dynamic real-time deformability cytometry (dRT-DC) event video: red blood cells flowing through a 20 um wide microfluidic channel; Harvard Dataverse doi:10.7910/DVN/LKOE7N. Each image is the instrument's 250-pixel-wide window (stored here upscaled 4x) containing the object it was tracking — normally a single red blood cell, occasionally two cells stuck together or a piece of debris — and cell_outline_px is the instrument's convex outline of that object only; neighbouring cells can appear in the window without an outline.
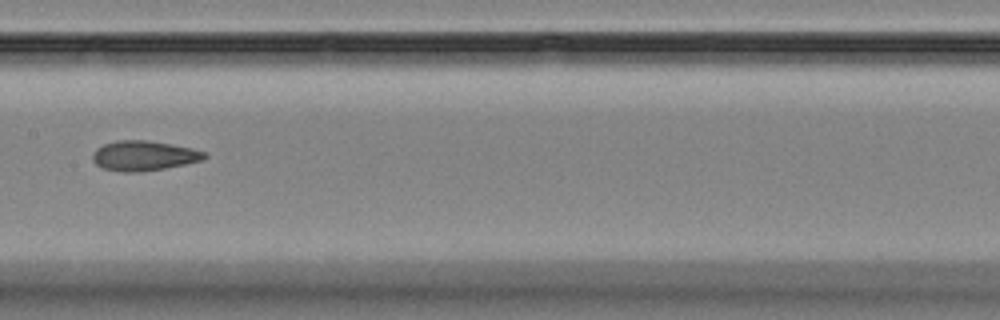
{"species": "Egyptian fruit bat (a non-hibernating species)", "species_latin": "Rousettus aegyptiacus", "temperature_condition": "room temperature", "stored_images_in_passage": 9, "camera_frame_rate_fps": 3000, "um_per_image_px": 0.085, "animal": {"sex": "female"}, "frame": {"image": 1, "passage_image": 8, "time_ms": 8.333, "image_size_px": [1000, 320], "cell_outline_px": [[208, 156], [200, 160], [184, 164], [164, 168], [136, 172], [124, 172], [100, 168], [92, 160], [92, 152], [96, 148], [104, 144], [116, 140], [148, 140], [192, 148], [204, 152]], "centroid_in_image_um": [12.16, 13.23], "position_along_channel_um": 195.2, "area_um2": 19.42}}
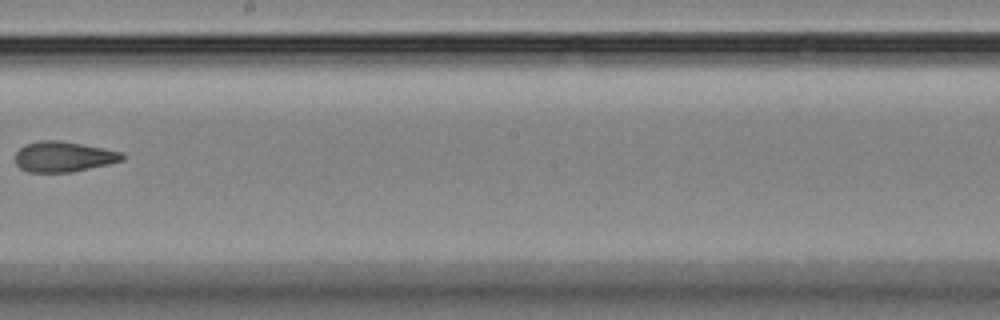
{"frame": {"image": 2, "passage_image": 9, "time_ms": 9.667, "image_size_px": [1000, 320], "cell_outline_px": [[124, 160], [108, 164], [72, 172], [28, 172], [20, 168], [16, 164], [16, 152], [24, 144], [40, 140], [60, 140], [84, 144], [124, 152]], "centroid_in_image_um": [5.41, 13.31], "position_along_channel_um": 242.8, "area_um2": 19.13}}